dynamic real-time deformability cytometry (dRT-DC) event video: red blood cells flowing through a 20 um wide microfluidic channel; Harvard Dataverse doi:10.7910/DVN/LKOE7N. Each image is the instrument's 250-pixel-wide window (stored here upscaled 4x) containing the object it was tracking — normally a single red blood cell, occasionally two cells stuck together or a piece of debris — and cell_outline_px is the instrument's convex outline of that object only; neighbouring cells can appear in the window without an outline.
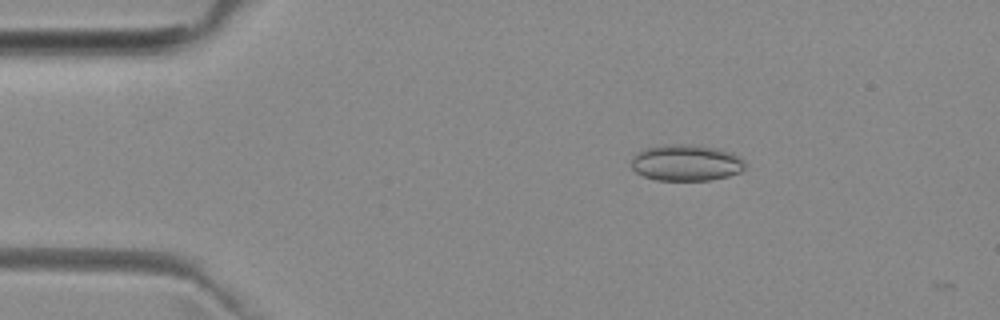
{"species": "common noctule bat (a hibernating species)", "species_latin": "Nyctalus noctula", "temperature_condition": "room temperature", "stored_images_in_passage": 4, "camera_frame_rate_fps": 3000, "um_per_image_px": 0.085, "animal": {"sex": "female", "body_mass_g": 29.2, "forearm_length_mm": 56.3}, "frame": {"image": 1, "passage_image": 3, "time_ms": 2.667, "image_size_px": [1000, 320], "cell_outline_px": [[744, 168], [740, 172], [728, 176], [712, 180], [656, 180], [644, 176], [636, 172], [632, 168], [632, 156], [636, 152], [644, 148], [664, 144], [688, 144], [716, 148], [732, 152], [740, 156], [744, 160]], "centroid_in_image_um": [58.31, 13.82], "position_along_channel_um": 26.7, "area_um2": 24.28}}